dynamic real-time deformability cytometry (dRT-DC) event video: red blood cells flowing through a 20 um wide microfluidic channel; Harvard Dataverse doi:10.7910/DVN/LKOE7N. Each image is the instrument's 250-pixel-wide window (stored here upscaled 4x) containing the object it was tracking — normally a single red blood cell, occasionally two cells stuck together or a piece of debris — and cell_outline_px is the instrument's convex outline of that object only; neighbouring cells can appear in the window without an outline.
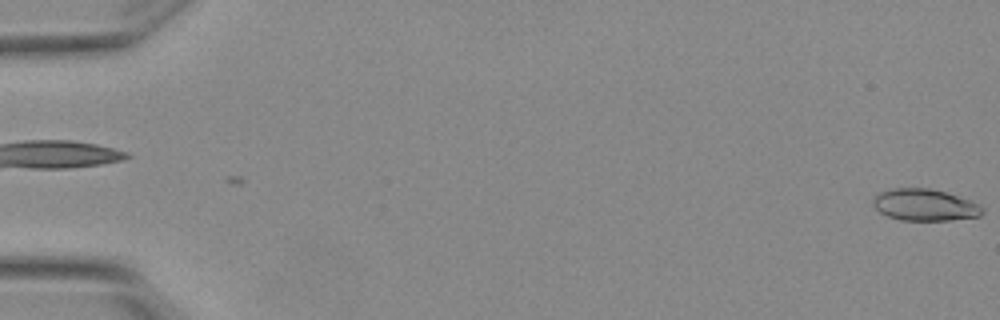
{"species": "Egyptian fruit bat (a non-hibernating species)", "species_latin": "Rousettus aegyptiacus", "temperature_condition": "warm", "stored_images_in_passage": 5, "camera_frame_rate_fps": 3000, "um_per_image_px": 0.085, "animal": {"sex": "female"}, "frame": {"image": 1, "passage_image": 5, "time_ms": 1.333, "image_size_px": [1000, 320], "cell_outline_px": [[984, 212], [980, 216], [948, 220], [900, 220], [888, 216], [880, 212], [872, 204], [872, 200], [880, 192], [892, 188], [928, 188], [944, 192], [968, 200], [984, 208]], "centroid_in_image_um": [78.57, 17.42], "position_along_channel_um": 6.4, "area_um2": 19.94}}